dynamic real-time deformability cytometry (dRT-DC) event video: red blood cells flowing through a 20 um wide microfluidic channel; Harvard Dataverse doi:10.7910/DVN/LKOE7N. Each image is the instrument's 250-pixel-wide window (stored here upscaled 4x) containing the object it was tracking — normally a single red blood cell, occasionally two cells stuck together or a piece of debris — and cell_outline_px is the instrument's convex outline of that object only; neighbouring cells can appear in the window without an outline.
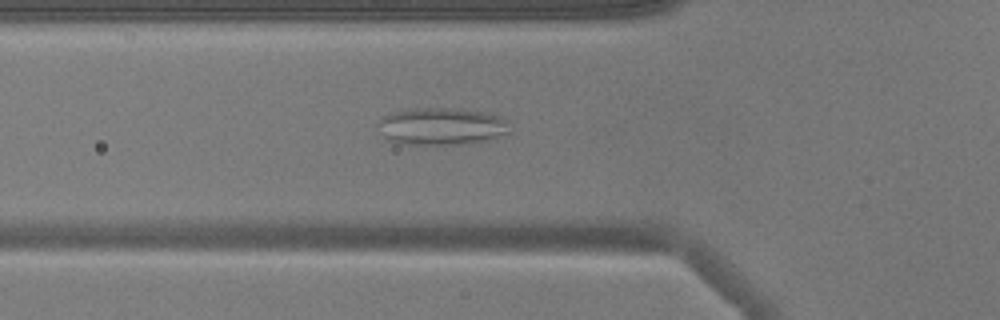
{"species": "common noctule bat (a hibernating species)", "species_latin": "Nyctalus noctula", "temperature_condition": "warm", "stored_images_in_passage": 52, "camera_frame_rate_fps": 3000, "um_per_image_px": 0.085, "animal": {"sex": "male", "body_mass_g": 17.9}, "frame": {"image": 1, "passage_image": 18, "time_ms": 5.667, "image_size_px": [1000, 320], "cell_outline_px": [[512, 132], [488, 140], [460, 144], [400, 144], [388, 140], [384, 136], [376, 124], [388, 112], [416, 108], [460, 108], [484, 112], [500, 116], [508, 120]], "centroid_in_image_um": [37.55, 10.73], "position_along_channel_um": 88.2, "area_um2": 29.02}}
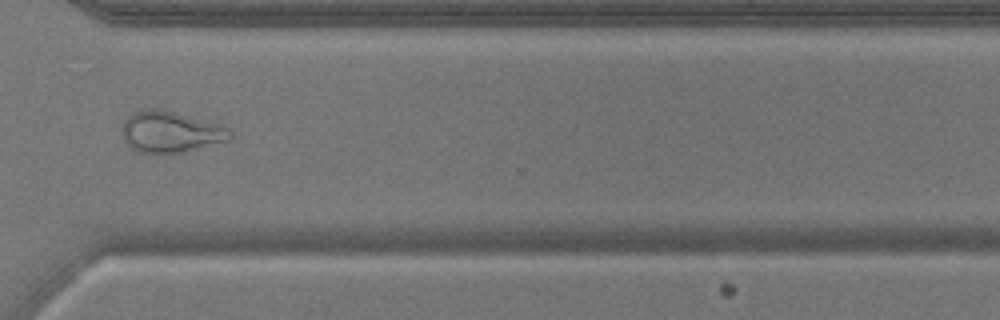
{"frame": {"image": 2, "passage_image": 39, "time_ms": 12.667, "image_size_px": [1000, 320], "cell_outline_px": [[232, 140], [184, 152], [140, 152], [132, 148], [124, 140], [120, 132], [124, 120], [132, 112], [140, 108], [160, 108], [216, 124], [228, 128], [232, 132]], "centroid_in_image_um": [14.47, 11.19], "position_along_channel_um": 356.1, "area_um2": 25.95}}
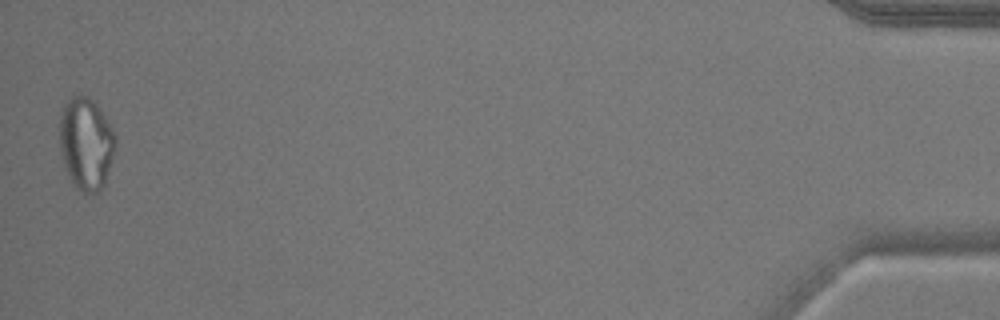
{"frame": {"image": 3, "passage_image": 52, "time_ms": 17.0, "image_size_px": [1000, 320], "cell_outline_px": [[116, 148], [104, 184], [96, 192], [84, 192], [72, 180], [64, 168], [60, 152], [60, 116], [64, 104], [72, 96], [88, 96], [96, 104], [112, 128], [116, 136]], "centroid_in_image_um": [7.31, 12.17], "position_along_channel_um": 427.9, "area_um2": 29.65}, "authors_computed_cell_mechanics": {"area_um2": 26.7325, "velocity_mm_per_s": 3.8184, "shape_relaxation_time_tau1_ms": null, "shape_relaxation_time_tau2_ms": 1.9367, "deformation_change_tau1": null, "deformation_change_tau2": 0.1039}}